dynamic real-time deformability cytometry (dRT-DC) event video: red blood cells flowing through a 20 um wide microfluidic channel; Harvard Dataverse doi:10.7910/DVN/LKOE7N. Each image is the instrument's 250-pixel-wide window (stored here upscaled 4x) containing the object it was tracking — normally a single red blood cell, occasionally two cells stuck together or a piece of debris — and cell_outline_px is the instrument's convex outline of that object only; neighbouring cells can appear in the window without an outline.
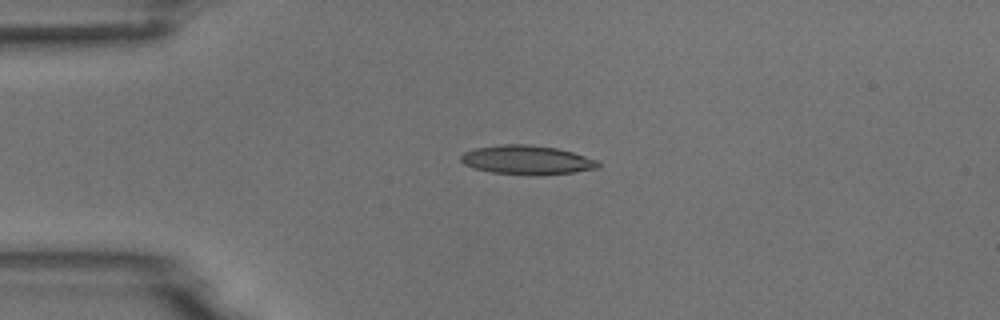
{"species": "common noctule bat (a hibernating species)", "species_latin": "Nyctalus noctula", "temperature_condition": "room temperature", "stored_images_in_passage": 6, "camera_frame_rate_fps": 3000, "um_per_image_px": 0.085, "animal": {"sex": "male", "body_mass_g": 18.8}, "frame": {"image": 1, "passage_image": 1, "time_ms": 0.0, "image_size_px": [1000, 320], "cell_outline_px": [[600, 168], [572, 172], [536, 176], [492, 172], [476, 168], [464, 164], [460, 160], [460, 156], [464, 152], [476, 148], [500, 144], [532, 144], [556, 148], [572, 152], [596, 160], [600, 164]], "centroid_in_image_um": [44.79, 13.59], "position_along_channel_um": 40.2, "area_um2": 23.24}}